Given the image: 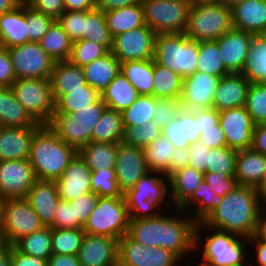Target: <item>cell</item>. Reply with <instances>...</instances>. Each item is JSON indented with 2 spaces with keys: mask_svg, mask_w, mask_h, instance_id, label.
I'll use <instances>...</instances> for the list:
<instances>
[{
  "mask_svg": "<svg viewBox=\"0 0 266 266\" xmlns=\"http://www.w3.org/2000/svg\"><path fill=\"white\" fill-rule=\"evenodd\" d=\"M16 99L31 116L41 124H47L56 108L50 78L16 79L12 84Z\"/></svg>",
  "mask_w": 266,
  "mask_h": 266,
  "instance_id": "cell-12",
  "label": "cell"
},
{
  "mask_svg": "<svg viewBox=\"0 0 266 266\" xmlns=\"http://www.w3.org/2000/svg\"><path fill=\"white\" fill-rule=\"evenodd\" d=\"M101 98L97 89L89 84L81 86V89H71L64 94L57 102L56 108L64 113H74L78 109L87 108Z\"/></svg>",
  "mask_w": 266,
  "mask_h": 266,
  "instance_id": "cell-47",
  "label": "cell"
},
{
  "mask_svg": "<svg viewBox=\"0 0 266 266\" xmlns=\"http://www.w3.org/2000/svg\"><path fill=\"white\" fill-rule=\"evenodd\" d=\"M1 214H2V200L0 199V233H1Z\"/></svg>",
  "mask_w": 266,
  "mask_h": 266,
  "instance_id": "cell-80",
  "label": "cell"
},
{
  "mask_svg": "<svg viewBox=\"0 0 266 266\" xmlns=\"http://www.w3.org/2000/svg\"><path fill=\"white\" fill-rule=\"evenodd\" d=\"M91 192L99 197H124L118 186L114 168L92 171Z\"/></svg>",
  "mask_w": 266,
  "mask_h": 266,
  "instance_id": "cell-52",
  "label": "cell"
},
{
  "mask_svg": "<svg viewBox=\"0 0 266 266\" xmlns=\"http://www.w3.org/2000/svg\"><path fill=\"white\" fill-rule=\"evenodd\" d=\"M233 28L230 7L220 2H192L185 30L190 39L216 41Z\"/></svg>",
  "mask_w": 266,
  "mask_h": 266,
  "instance_id": "cell-8",
  "label": "cell"
},
{
  "mask_svg": "<svg viewBox=\"0 0 266 266\" xmlns=\"http://www.w3.org/2000/svg\"><path fill=\"white\" fill-rule=\"evenodd\" d=\"M85 232L83 228L53 229L52 253L78 255Z\"/></svg>",
  "mask_w": 266,
  "mask_h": 266,
  "instance_id": "cell-48",
  "label": "cell"
},
{
  "mask_svg": "<svg viewBox=\"0 0 266 266\" xmlns=\"http://www.w3.org/2000/svg\"><path fill=\"white\" fill-rule=\"evenodd\" d=\"M250 82L241 73H230L220 78L212 108L218 112L245 105Z\"/></svg>",
  "mask_w": 266,
  "mask_h": 266,
  "instance_id": "cell-24",
  "label": "cell"
},
{
  "mask_svg": "<svg viewBox=\"0 0 266 266\" xmlns=\"http://www.w3.org/2000/svg\"><path fill=\"white\" fill-rule=\"evenodd\" d=\"M50 81L56 102L69 90L81 89V86L87 84L83 69L69 60L55 62Z\"/></svg>",
  "mask_w": 266,
  "mask_h": 266,
  "instance_id": "cell-31",
  "label": "cell"
},
{
  "mask_svg": "<svg viewBox=\"0 0 266 266\" xmlns=\"http://www.w3.org/2000/svg\"><path fill=\"white\" fill-rule=\"evenodd\" d=\"M40 46L55 62L69 60L73 41L55 21L39 41Z\"/></svg>",
  "mask_w": 266,
  "mask_h": 266,
  "instance_id": "cell-41",
  "label": "cell"
},
{
  "mask_svg": "<svg viewBox=\"0 0 266 266\" xmlns=\"http://www.w3.org/2000/svg\"><path fill=\"white\" fill-rule=\"evenodd\" d=\"M33 9L57 19L64 11V0H24Z\"/></svg>",
  "mask_w": 266,
  "mask_h": 266,
  "instance_id": "cell-63",
  "label": "cell"
},
{
  "mask_svg": "<svg viewBox=\"0 0 266 266\" xmlns=\"http://www.w3.org/2000/svg\"><path fill=\"white\" fill-rule=\"evenodd\" d=\"M196 71L223 77L230 74L225 68L216 41H200Z\"/></svg>",
  "mask_w": 266,
  "mask_h": 266,
  "instance_id": "cell-45",
  "label": "cell"
},
{
  "mask_svg": "<svg viewBox=\"0 0 266 266\" xmlns=\"http://www.w3.org/2000/svg\"><path fill=\"white\" fill-rule=\"evenodd\" d=\"M262 209L257 188L237 185L222 197L221 203L202 223L206 227L248 239L256 234Z\"/></svg>",
  "mask_w": 266,
  "mask_h": 266,
  "instance_id": "cell-2",
  "label": "cell"
},
{
  "mask_svg": "<svg viewBox=\"0 0 266 266\" xmlns=\"http://www.w3.org/2000/svg\"><path fill=\"white\" fill-rule=\"evenodd\" d=\"M234 176L235 174L205 172L204 181L210 185L215 194L223 197L238 185Z\"/></svg>",
  "mask_w": 266,
  "mask_h": 266,
  "instance_id": "cell-59",
  "label": "cell"
},
{
  "mask_svg": "<svg viewBox=\"0 0 266 266\" xmlns=\"http://www.w3.org/2000/svg\"><path fill=\"white\" fill-rule=\"evenodd\" d=\"M91 169L78 152L62 175L55 180L61 200L73 201L91 192Z\"/></svg>",
  "mask_w": 266,
  "mask_h": 266,
  "instance_id": "cell-20",
  "label": "cell"
},
{
  "mask_svg": "<svg viewBox=\"0 0 266 266\" xmlns=\"http://www.w3.org/2000/svg\"><path fill=\"white\" fill-rule=\"evenodd\" d=\"M189 150V164L188 166L198 170L202 173L207 172L208 154L210 148L206 144L198 141L193 145H190Z\"/></svg>",
  "mask_w": 266,
  "mask_h": 266,
  "instance_id": "cell-61",
  "label": "cell"
},
{
  "mask_svg": "<svg viewBox=\"0 0 266 266\" xmlns=\"http://www.w3.org/2000/svg\"><path fill=\"white\" fill-rule=\"evenodd\" d=\"M244 107L255 125L266 123V83H251Z\"/></svg>",
  "mask_w": 266,
  "mask_h": 266,
  "instance_id": "cell-51",
  "label": "cell"
},
{
  "mask_svg": "<svg viewBox=\"0 0 266 266\" xmlns=\"http://www.w3.org/2000/svg\"><path fill=\"white\" fill-rule=\"evenodd\" d=\"M222 201L205 181L199 184L193 195L179 208L188 213L197 223L202 222Z\"/></svg>",
  "mask_w": 266,
  "mask_h": 266,
  "instance_id": "cell-37",
  "label": "cell"
},
{
  "mask_svg": "<svg viewBox=\"0 0 266 266\" xmlns=\"http://www.w3.org/2000/svg\"><path fill=\"white\" fill-rule=\"evenodd\" d=\"M29 42L27 3L0 15V45L9 49Z\"/></svg>",
  "mask_w": 266,
  "mask_h": 266,
  "instance_id": "cell-28",
  "label": "cell"
},
{
  "mask_svg": "<svg viewBox=\"0 0 266 266\" xmlns=\"http://www.w3.org/2000/svg\"><path fill=\"white\" fill-rule=\"evenodd\" d=\"M16 99L12 87H0V126L31 127L42 126Z\"/></svg>",
  "mask_w": 266,
  "mask_h": 266,
  "instance_id": "cell-30",
  "label": "cell"
},
{
  "mask_svg": "<svg viewBox=\"0 0 266 266\" xmlns=\"http://www.w3.org/2000/svg\"><path fill=\"white\" fill-rule=\"evenodd\" d=\"M78 151L43 124L34 134L29 161L39 180H57Z\"/></svg>",
  "mask_w": 266,
  "mask_h": 266,
  "instance_id": "cell-3",
  "label": "cell"
},
{
  "mask_svg": "<svg viewBox=\"0 0 266 266\" xmlns=\"http://www.w3.org/2000/svg\"><path fill=\"white\" fill-rule=\"evenodd\" d=\"M56 21L73 42L83 39L84 11H64Z\"/></svg>",
  "mask_w": 266,
  "mask_h": 266,
  "instance_id": "cell-56",
  "label": "cell"
},
{
  "mask_svg": "<svg viewBox=\"0 0 266 266\" xmlns=\"http://www.w3.org/2000/svg\"><path fill=\"white\" fill-rule=\"evenodd\" d=\"M237 151L228 146L210 149L207 172L235 174Z\"/></svg>",
  "mask_w": 266,
  "mask_h": 266,
  "instance_id": "cell-54",
  "label": "cell"
},
{
  "mask_svg": "<svg viewBox=\"0 0 266 266\" xmlns=\"http://www.w3.org/2000/svg\"><path fill=\"white\" fill-rule=\"evenodd\" d=\"M190 266V265H189ZM195 266H212L211 264L209 263H206V262H202L200 261V263L196 264Z\"/></svg>",
  "mask_w": 266,
  "mask_h": 266,
  "instance_id": "cell-79",
  "label": "cell"
},
{
  "mask_svg": "<svg viewBox=\"0 0 266 266\" xmlns=\"http://www.w3.org/2000/svg\"><path fill=\"white\" fill-rule=\"evenodd\" d=\"M244 0H219L220 3H223L225 6L232 8L234 5L242 2Z\"/></svg>",
  "mask_w": 266,
  "mask_h": 266,
  "instance_id": "cell-77",
  "label": "cell"
},
{
  "mask_svg": "<svg viewBox=\"0 0 266 266\" xmlns=\"http://www.w3.org/2000/svg\"><path fill=\"white\" fill-rule=\"evenodd\" d=\"M251 148L266 155V123L254 126Z\"/></svg>",
  "mask_w": 266,
  "mask_h": 266,
  "instance_id": "cell-69",
  "label": "cell"
},
{
  "mask_svg": "<svg viewBox=\"0 0 266 266\" xmlns=\"http://www.w3.org/2000/svg\"><path fill=\"white\" fill-rule=\"evenodd\" d=\"M124 126L122 114L106 108L92 131V141L118 144L123 141Z\"/></svg>",
  "mask_w": 266,
  "mask_h": 266,
  "instance_id": "cell-38",
  "label": "cell"
},
{
  "mask_svg": "<svg viewBox=\"0 0 266 266\" xmlns=\"http://www.w3.org/2000/svg\"><path fill=\"white\" fill-rule=\"evenodd\" d=\"M255 235L259 239L266 241V207H263V209L260 212L257 224V231Z\"/></svg>",
  "mask_w": 266,
  "mask_h": 266,
  "instance_id": "cell-73",
  "label": "cell"
},
{
  "mask_svg": "<svg viewBox=\"0 0 266 266\" xmlns=\"http://www.w3.org/2000/svg\"><path fill=\"white\" fill-rule=\"evenodd\" d=\"M248 247V239L244 237L206 227L202 222L197 223L195 253L197 250L202 251H198L201 253L200 256L202 257L199 258L202 262L212 266H246L247 263L249 264L246 262L247 255L250 253L249 249L246 252Z\"/></svg>",
  "mask_w": 266,
  "mask_h": 266,
  "instance_id": "cell-4",
  "label": "cell"
},
{
  "mask_svg": "<svg viewBox=\"0 0 266 266\" xmlns=\"http://www.w3.org/2000/svg\"><path fill=\"white\" fill-rule=\"evenodd\" d=\"M15 80L10 53L7 48L0 45V87H10Z\"/></svg>",
  "mask_w": 266,
  "mask_h": 266,
  "instance_id": "cell-62",
  "label": "cell"
},
{
  "mask_svg": "<svg viewBox=\"0 0 266 266\" xmlns=\"http://www.w3.org/2000/svg\"><path fill=\"white\" fill-rule=\"evenodd\" d=\"M241 74L250 83H266V34H253Z\"/></svg>",
  "mask_w": 266,
  "mask_h": 266,
  "instance_id": "cell-35",
  "label": "cell"
},
{
  "mask_svg": "<svg viewBox=\"0 0 266 266\" xmlns=\"http://www.w3.org/2000/svg\"><path fill=\"white\" fill-rule=\"evenodd\" d=\"M252 36V33L233 28L216 40L225 68L230 73H241Z\"/></svg>",
  "mask_w": 266,
  "mask_h": 266,
  "instance_id": "cell-22",
  "label": "cell"
},
{
  "mask_svg": "<svg viewBox=\"0 0 266 266\" xmlns=\"http://www.w3.org/2000/svg\"><path fill=\"white\" fill-rule=\"evenodd\" d=\"M162 135V129L149 120L144 125L128 126L124 129L123 142L135 147L144 148Z\"/></svg>",
  "mask_w": 266,
  "mask_h": 266,
  "instance_id": "cell-50",
  "label": "cell"
},
{
  "mask_svg": "<svg viewBox=\"0 0 266 266\" xmlns=\"http://www.w3.org/2000/svg\"><path fill=\"white\" fill-rule=\"evenodd\" d=\"M181 109L180 99L156 98V107L152 120L162 129L176 118Z\"/></svg>",
  "mask_w": 266,
  "mask_h": 266,
  "instance_id": "cell-57",
  "label": "cell"
},
{
  "mask_svg": "<svg viewBox=\"0 0 266 266\" xmlns=\"http://www.w3.org/2000/svg\"><path fill=\"white\" fill-rule=\"evenodd\" d=\"M108 52L104 46L90 40H77L73 42L69 61L82 68Z\"/></svg>",
  "mask_w": 266,
  "mask_h": 266,
  "instance_id": "cell-53",
  "label": "cell"
},
{
  "mask_svg": "<svg viewBox=\"0 0 266 266\" xmlns=\"http://www.w3.org/2000/svg\"><path fill=\"white\" fill-rule=\"evenodd\" d=\"M156 33L147 25L113 38L111 52L120 62L154 59Z\"/></svg>",
  "mask_w": 266,
  "mask_h": 266,
  "instance_id": "cell-15",
  "label": "cell"
},
{
  "mask_svg": "<svg viewBox=\"0 0 266 266\" xmlns=\"http://www.w3.org/2000/svg\"><path fill=\"white\" fill-rule=\"evenodd\" d=\"M65 11H90L96 8V0H64Z\"/></svg>",
  "mask_w": 266,
  "mask_h": 266,
  "instance_id": "cell-72",
  "label": "cell"
},
{
  "mask_svg": "<svg viewBox=\"0 0 266 266\" xmlns=\"http://www.w3.org/2000/svg\"><path fill=\"white\" fill-rule=\"evenodd\" d=\"M171 209L180 208L204 181V173L186 166L170 178Z\"/></svg>",
  "mask_w": 266,
  "mask_h": 266,
  "instance_id": "cell-33",
  "label": "cell"
},
{
  "mask_svg": "<svg viewBox=\"0 0 266 266\" xmlns=\"http://www.w3.org/2000/svg\"><path fill=\"white\" fill-rule=\"evenodd\" d=\"M219 80L218 76L199 71L185 77L180 96L181 107L188 110L212 108Z\"/></svg>",
  "mask_w": 266,
  "mask_h": 266,
  "instance_id": "cell-19",
  "label": "cell"
},
{
  "mask_svg": "<svg viewBox=\"0 0 266 266\" xmlns=\"http://www.w3.org/2000/svg\"><path fill=\"white\" fill-rule=\"evenodd\" d=\"M24 0H0V15L14 10L18 7Z\"/></svg>",
  "mask_w": 266,
  "mask_h": 266,
  "instance_id": "cell-75",
  "label": "cell"
},
{
  "mask_svg": "<svg viewBox=\"0 0 266 266\" xmlns=\"http://www.w3.org/2000/svg\"><path fill=\"white\" fill-rule=\"evenodd\" d=\"M37 180L29 159L0 161V199L24 198Z\"/></svg>",
  "mask_w": 266,
  "mask_h": 266,
  "instance_id": "cell-16",
  "label": "cell"
},
{
  "mask_svg": "<svg viewBox=\"0 0 266 266\" xmlns=\"http://www.w3.org/2000/svg\"><path fill=\"white\" fill-rule=\"evenodd\" d=\"M114 170L118 186L124 194L150 171L143 148L119 142Z\"/></svg>",
  "mask_w": 266,
  "mask_h": 266,
  "instance_id": "cell-17",
  "label": "cell"
},
{
  "mask_svg": "<svg viewBox=\"0 0 266 266\" xmlns=\"http://www.w3.org/2000/svg\"><path fill=\"white\" fill-rule=\"evenodd\" d=\"M199 42L185 33L156 34L154 61L177 72L183 79L197 68Z\"/></svg>",
  "mask_w": 266,
  "mask_h": 266,
  "instance_id": "cell-7",
  "label": "cell"
},
{
  "mask_svg": "<svg viewBox=\"0 0 266 266\" xmlns=\"http://www.w3.org/2000/svg\"><path fill=\"white\" fill-rule=\"evenodd\" d=\"M98 198L96 193L88 192L74 200L75 218L82 226L96 207Z\"/></svg>",
  "mask_w": 266,
  "mask_h": 266,
  "instance_id": "cell-60",
  "label": "cell"
},
{
  "mask_svg": "<svg viewBox=\"0 0 266 266\" xmlns=\"http://www.w3.org/2000/svg\"><path fill=\"white\" fill-rule=\"evenodd\" d=\"M145 24L156 34L185 33L192 0H142Z\"/></svg>",
  "mask_w": 266,
  "mask_h": 266,
  "instance_id": "cell-10",
  "label": "cell"
},
{
  "mask_svg": "<svg viewBox=\"0 0 266 266\" xmlns=\"http://www.w3.org/2000/svg\"><path fill=\"white\" fill-rule=\"evenodd\" d=\"M53 229L83 228V226L75 218L74 200H60L55 213Z\"/></svg>",
  "mask_w": 266,
  "mask_h": 266,
  "instance_id": "cell-58",
  "label": "cell"
},
{
  "mask_svg": "<svg viewBox=\"0 0 266 266\" xmlns=\"http://www.w3.org/2000/svg\"><path fill=\"white\" fill-rule=\"evenodd\" d=\"M199 141L206 144L210 149L227 146L225 135L219 124L217 125V129L205 130L204 134L200 135Z\"/></svg>",
  "mask_w": 266,
  "mask_h": 266,
  "instance_id": "cell-66",
  "label": "cell"
},
{
  "mask_svg": "<svg viewBox=\"0 0 266 266\" xmlns=\"http://www.w3.org/2000/svg\"><path fill=\"white\" fill-rule=\"evenodd\" d=\"M183 78L153 59V96L158 99H180Z\"/></svg>",
  "mask_w": 266,
  "mask_h": 266,
  "instance_id": "cell-39",
  "label": "cell"
},
{
  "mask_svg": "<svg viewBox=\"0 0 266 266\" xmlns=\"http://www.w3.org/2000/svg\"><path fill=\"white\" fill-rule=\"evenodd\" d=\"M79 153L86 160L91 171L114 168L117 144L91 141Z\"/></svg>",
  "mask_w": 266,
  "mask_h": 266,
  "instance_id": "cell-44",
  "label": "cell"
},
{
  "mask_svg": "<svg viewBox=\"0 0 266 266\" xmlns=\"http://www.w3.org/2000/svg\"><path fill=\"white\" fill-rule=\"evenodd\" d=\"M118 261L127 266H180L181 259L162 247H147L127 234L119 239Z\"/></svg>",
  "mask_w": 266,
  "mask_h": 266,
  "instance_id": "cell-14",
  "label": "cell"
},
{
  "mask_svg": "<svg viewBox=\"0 0 266 266\" xmlns=\"http://www.w3.org/2000/svg\"><path fill=\"white\" fill-rule=\"evenodd\" d=\"M155 107V96L140 95L130 107L121 112L124 129L134 125L142 126L149 120H152Z\"/></svg>",
  "mask_w": 266,
  "mask_h": 266,
  "instance_id": "cell-49",
  "label": "cell"
},
{
  "mask_svg": "<svg viewBox=\"0 0 266 266\" xmlns=\"http://www.w3.org/2000/svg\"><path fill=\"white\" fill-rule=\"evenodd\" d=\"M231 10L235 29L252 34H266V0H244Z\"/></svg>",
  "mask_w": 266,
  "mask_h": 266,
  "instance_id": "cell-27",
  "label": "cell"
},
{
  "mask_svg": "<svg viewBox=\"0 0 266 266\" xmlns=\"http://www.w3.org/2000/svg\"><path fill=\"white\" fill-rule=\"evenodd\" d=\"M129 215L125 197H99L83 226L87 234L122 238L127 234Z\"/></svg>",
  "mask_w": 266,
  "mask_h": 266,
  "instance_id": "cell-9",
  "label": "cell"
},
{
  "mask_svg": "<svg viewBox=\"0 0 266 266\" xmlns=\"http://www.w3.org/2000/svg\"><path fill=\"white\" fill-rule=\"evenodd\" d=\"M194 3H201V2H219V0H192Z\"/></svg>",
  "mask_w": 266,
  "mask_h": 266,
  "instance_id": "cell-78",
  "label": "cell"
},
{
  "mask_svg": "<svg viewBox=\"0 0 266 266\" xmlns=\"http://www.w3.org/2000/svg\"><path fill=\"white\" fill-rule=\"evenodd\" d=\"M44 225L26 197L2 200L0 242L13 245Z\"/></svg>",
  "mask_w": 266,
  "mask_h": 266,
  "instance_id": "cell-11",
  "label": "cell"
},
{
  "mask_svg": "<svg viewBox=\"0 0 266 266\" xmlns=\"http://www.w3.org/2000/svg\"><path fill=\"white\" fill-rule=\"evenodd\" d=\"M104 14L112 38L146 25L142 4L110 10Z\"/></svg>",
  "mask_w": 266,
  "mask_h": 266,
  "instance_id": "cell-36",
  "label": "cell"
},
{
  "mask_svg": "<svg viewBox=\"0 0 266 266\" xmlns=\"http://www.w3.org/2000/svg\"><path fill=\"white\" fill-rule=\"evenodd\" d=\"M10 266H48V262L33 255L23 254L11 245Z\"/></svg>",
  "mask_w": 266,
  "mask_h": 266,
  "instance_id": "cell-65",
  "label": "cell"
},
{
  "mask_svg": "<svg viewBox=\"0 0 266 266\" xmlns=\"http://www.w3.org/2000/svg\"><path fill=\"white\" fill-rule=\"evenodd\" d=\"M16 79L50 78L55 61L39 42H28L8 49Z\"/></svg>",
  "mask_w": 266,
  "mask_h": 266,
  "instance_id": "cell-13",
  "label": "cell"
},
{
  "mask_svg": "<svg viewBox=\"0 0 266 266\" xmlns=\"http://www.w3.org/2000/svg\"><path fill=\"white\" fill-rule=\"evenodd\" d=\"M191 111L194 113L196 121H198L200 134H204L205 130L217 129L219 112L215 108L194 109Z\"/></svg>",
  "mask_w": 266,
  "mask_h": 266,
  "instance_id": "cell-64",
  "label": "cell"
},
{
  "mask_svg": "<svg viewBox=\"0 0 266 266\" xmlns=\"http://www.w3.org/2000/svg\"><path fill=\"white\" fill-rule=\"evenodd\" d=\"M165 211L153 218L129 219L127 235L147 247L170 250L182 261L187 255L191 258L195 252L197 222L179 208H174L170 215Z\"/></svg>",
  "mask_w": 266,
  "mask_h": 266,
  "instance_id": "cell-1",
  "label": "cell"
},
{
  "mask_svg": "<svg viewBox=\"0 0 266 266\" xmlns=\"http://www.w3.org/2000/svg\"><path fill=\"white\" fill-rule=\"evenodd\" d=\"M248 246H251V250L256 252L253 253L251 256L255 254L256 262L250 265L255 264V266H266V241L259 239L256 235H253L251 238H248Z\"/></svg>",
  "mask_w": 266,
  "mask_h": 266,
  "instance_id": "cell-68",
  "label": "cell"
},
{
  "mask_svg": "<svg viewBox=\"0 0 266 266\" xmlns=\"http://www.w3.org/2000/svg\"><path fill=\"white\" fill-rule=\"evenodd\" d=\"M119 239L85 233L78 259L81 266H111L118 260Z\"/></svg>",
  "mask_w": 266,
  "mask_h": 266,
  "instance_id": "cell-21",
  "label": "cell"
},
{
  "mask_svg": "<svg viewBox=\"0 0 266 266\" xmlns=\"http://www.w3.org/2000/svg\"><path fill=\"white\" fill-rule=\"evenodd\" d=\"M140 96L130 81L120 71L101 93V99L107 108L123 112Z\"/></svg>",
  "mask_w": 266,
  "mask_h": 266,
  "instance_id": "cell-34",
  "label": "cell"
},
{
  "mask_svg": "<svg viewBox=\"0 0 266 266\" xmlns=\"http://www.w3.org/2000/svg\"><path fill=\"white\" fill-rule=\"evenodd\" d=\"M124 197L129 219L156 217L162 212V205H166L167 202L172 204L170 180L163 173L149 171L133 188L124 193Z\"/></svg>",
  "mask_w": 266,
  "mask_h": 266,
  "instance_id": "cell-5",
  "label": "cell"
},
{
  "mask_svg": "<svg viewBox=\"0 0 266 266\" xmlns=\"http://www.w3.org/2000/svg\"><path fill=\"white\" fill-rule=\"evenodd\" d=\"M82 69L86 83L97 89L101 94L120 72L121 62L109 51L103 57L92 61L88 65L82 67Z\"/></svg>",
  "mask_w": 266,
  "mask_h": 266,
  "instance_id": "cell-32",
  "label": "cell"
},
{
  "mask_svg": "<svg viewBox=\"0 0 266 266\" xmlns=\"http://www.w3.org/2000/svg\"><path fill=\"white\" fill-rule=\"evenodd\" d=\"M56 20L27 4V29L29 42H39Z\"/></svg>",
  "mask_w": 266,
  "mask_h": 266,
  "instance_id": "cell-55",
  "label": "cell"
},
{
  "mask_svg": "<svg viewBox=\"0 0 266 266\" xmlns=\"http://www.w3.org/2000/svg\"><path fill=\"white\" fill-rule=\"evenodd\" d=\"M106 108L101 98L87 108L78 109L74 113H64L55 108L47 125L62 141L79 152L92 141L93 128Z\"/></svg>",
  "mask_w": 266,
  "mask_h": 266,
  "instance_id": "cell-6",
  "label": "cell"
},
{
  "mask_svg": "<svg viewBox=\"0 0 266 266\" xmlns=\"http://www.w3.org/2000/svg\"><path fill=\"white\" fill-rule=\"evenodd\" d=\"M175 149L173 144L164 135L158 137L151 144L146 145L143 150L150 171L164 173L172 161Z\"/></svg>",
  "mask_w": 266,
  "mask_h": 266,
  "instance_id": "cell-46",
  "label": "cell"
},
{
  "mask_svg": "<svg viewBox=\"0 0 266 266\" xmlns=\"http://www.w3.org/2000/svg\"><path fill=\"white\" fill-rule=\"evenodd\" d=\"M234 177L238 185L258 189L266 177V155L252 148L237 151Z\"/></svg>",
  "mask_w": 266,
  "mask_h": 266,
  "instance_id": "cell-26",
  "label": "cell"
},
{
  "mask_svg": "<svg viewBox=\"0 0 266 266\" xmlns=\"http://www.w3.org/2000/svg\"><path fill=\"white\" fill-rule=\"evenodd\" d=\"M41 126H0V161L29 159L31 142Z\"/></svg>",
  "mask_w": 266,
  "mask_h": 266,
  "instance_id": "cell-23",
  "label": "cell"
},
{
  "mask_svg": "<svg viewBox=\"0 0 266 266\" xmlns=\"http://www.w3.org/2000/svg\"><path fill=\"white\" fill-rule=\"evenodd\" d=\"M164 135L175 148L188 149L200 139L198 121L194 113L188 109H181L176 118L162 128Z\"/></svg>",
  "mask_w": 266,
  "mask_h": 266,
  "instance_id": "cell-29",
  "label": "cell"
},
{
  "mask_svg": "<svg viewBox=\"0 0 266 266\" xmlns=\"http://www.w3.org/2000/svg\"><path fill=\"white\" fill-rule=\"evenodd\" d=\"M219 125L228 147L236 151L251 148L255 124L244 106L220 111Z\"/></svg>",
  "mask_w": 266,
  "mask_h": 266,
  "instance_id": "cell-18",
  "label": "cell"
},
{
  "mask_svg": "<svg viewBox=\"0 0 266 266\" xmlns=\"http://www.w3.org/2000/svg\"><path fill=\"white\" fill-rule=\"evenodd\" d=\"M142 0H96V8L107 12L110 10L141 4Z\"/></svg>",
  "mask_w": 266,
  "mask_h": 266,
  "instance_id": "cell-70",
  "label": "cell"
},
{
  "mask_svg": "<svg viewBox=\"0 0 266 266\" xmlns=\"http://www.w3.org/2000/svg\"><path fill=\"white\" fill-rule=\"evenodd\" d=\"M52 228L43 227L17 240L13 246L23 254L48 260L52 253Z\"/></svg>",
  "mask_w": 266,
  "mask_h": 266,
  "instance_id": "cell-42",
  "label": "cell"
},
{
  "mask_svg": "<svg viewBox=\"0 0 266 266\" xmlns=\"http://www.w3.org/2000/svg\"><path fill=\"white\" fill-rule=\"evenodd\" d=\"M47 262L48 266H81L78 255L52 254Z\"/></svg>",
  "mask_w": 266,
  "mask_h": 266,
  "instance_id": "cell-71",
  "label": "cell"
},
{
  "mask_svg": "<svg viewBox=\"0 0 266 266\" xmlns=\"http://www.w3.org/2000/svg\"><path fill=\"white\" fill-rule=\"evenodd\" d=\"M260 201L263 207H266V177L262 183V185L258 188Z\"/></svg>",
  "mask_w": 266,
  "mask_h": 266,
  "instance_id": "cell-76",
  "label": "cell"
},
{
  "mask_svg": "<svg viewBox=\"0 0 266 266\" xmlns=\"http://www.w3.org/2000/svg\"><path fill=\"white\" fill-rule=\"evenodd\" d=\"M172 161L168 169L163 173L167 178L188 166L189 164V150L188 149H175L173 152Z\"/></svg>",
  "mask_w": 266,
  "mask_h": 266,
  "instance_id": "cell-67",
  "label": "cell"
},
{
  "mask_svg": "<svg viewBox=\"0 0 266 266\" xmlns=\"http://www.w3.org/2000/svg\"><path fill=\"white\" fill-rule=\"evenodd\" d=\"M11 245L0 242V266H10Z\"/></svg>",
  "mask_w": 266,
  "mask_h": 266,
  "instance_id": "cell-74",
  "label": "cell"
},
{
  "mask_svg": "<svg viewBox=\"0 0 266 266\" xmlns=\"http://www.w3.org/2000/svg\"><path fill=\"white\" fill-rule=\"evenodd\" d=\"M120 71L140 95H153V59L121 62Z\"/></svg>",
  "mask_w": 266,
  "mask_h": 266,
  "instance_id": "cell-40",
  "label": "cell"
},
{
  "mask_svg": "<svg viewBox=\"0 0 266 266\" xmlns=\"http://www.w3.org/2000/svg\"><path fill=\"white\" fill-rule=\"evenodd\" d=\"M26 198L39 215L44 227H51L54 222L57 205L61 200L55 181L37 179Z\"/></svg>",
  "mask_w": 266,
  "mask_h": 266,
  "instance_id": "cell-25",
  "label": "cell"
},
{
  "mask_svg": "<svg viewBox=\"0 0 266 266\" xmlns=\"http://www.w3.org/2000/svg\"><path fill=\"white\" fill-rule=\"evenodd\" d=\"M83 39L100 44L108 51H111L113 47V38L102 10L95 8L90 11H84Z\"/></svg>",
  "mask_w": 266,
  "mask_h": 266,
  "instance_id": "cell-43",
  "label": "cell"
}]
</instances>
